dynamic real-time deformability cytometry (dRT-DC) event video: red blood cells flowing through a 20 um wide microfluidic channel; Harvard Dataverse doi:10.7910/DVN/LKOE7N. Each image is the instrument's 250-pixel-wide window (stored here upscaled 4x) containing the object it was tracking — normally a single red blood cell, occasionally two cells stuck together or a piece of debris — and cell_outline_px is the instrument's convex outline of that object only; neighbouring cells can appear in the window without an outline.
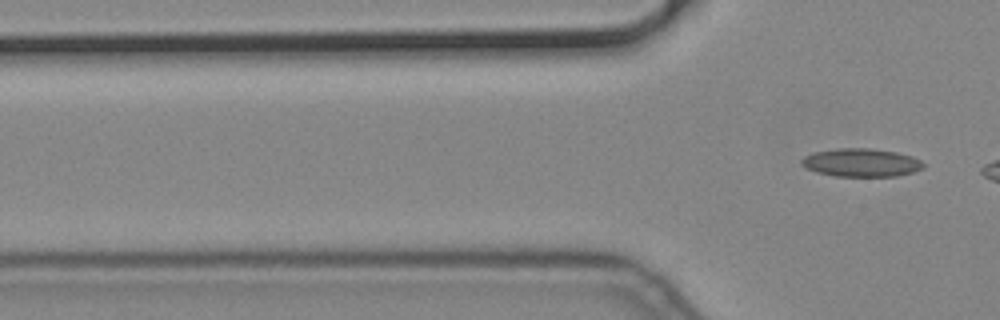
{"species": "common noctule bat (a hibernating species)", "species_latin": "Nyctalus noctula", "temperature_condition": "cold", "stored_images_in_passage": 6, "segment_of_instrument_passage": [2, 2], "camera_frame_rate_fps": 3000, "um_per_image_px": 0.085, "animal": {"sex": "male", "body_mass_g": 19.2, "forearm_length_mm": 51.8}, "frame": {"image": 1, "passage_image": 6, "time_ms": 1.667, "image_size_px": [1000, 320], "cell_outline_px": [[924, 168], [912, 172], [896, 176], [836, 176], [816, 172], [800, 164], [800, 160], [804, 156], [816, 152], [836, 148], [868, 148], [896, 152], [912, 156], [920, 160], [924, 164]], "centroid_in_image_um": [73.2, 13.82], "position_along_channel_um": 52.6, "area_um2": 19.94}}